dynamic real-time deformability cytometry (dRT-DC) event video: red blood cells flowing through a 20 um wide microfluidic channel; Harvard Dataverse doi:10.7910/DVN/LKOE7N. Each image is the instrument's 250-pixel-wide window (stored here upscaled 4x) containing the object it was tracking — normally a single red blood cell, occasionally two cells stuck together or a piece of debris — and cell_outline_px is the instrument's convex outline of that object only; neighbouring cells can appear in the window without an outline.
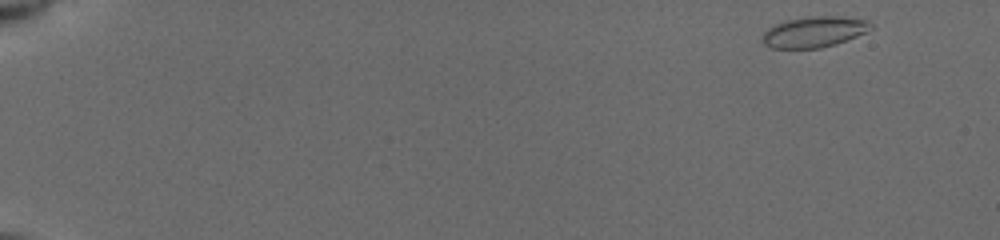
{"species": "common noctule bat (a hibernating species)", "species_latin": "Nyctalus noctula", "temperature_condition": "cold", "stored_images_in_passage": 48, "camera_frame_rate_fps": 3000, "um_per_image_px": 0.085, "animal": {"sex": "female", "body_mass_g": 19.5, "forearm_length_mm": 54.1}, "frame": {"image": 1, "passage_image": 1, "time_ms": 0.0, "image_size_px": [1000, 240], "cell_outline_px": [[876, 28], [836, 44], [820, 48], [772, 48], [764, 44], [760, 40], [760, 36], [772, 24], [784, 20], [808, 16], [840, 16], [868, 20]], "centroid_in_image_um": [69.18, 2.7], "position_along_channel_um": 15.8, "area_um2": 19.88}}
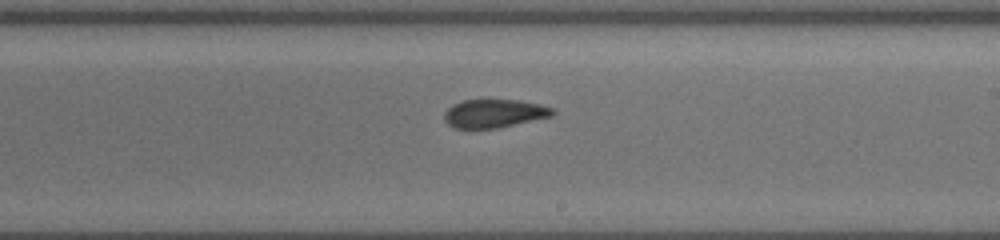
{"frame": {"image": 2, "passage_image": 29, "time_ms": 10.0, "image_size_px": [1000, 240], "cell_outline_px": [[556, 112], [552, 116], [496, 128], [456, 128], [448, 124], [444, 120], [444, 112], [452, 104], [460, 100], [480, 96], [484, 96], [516, 100], [540, 104], [552, 108]], "centroid_in_image_um": [41.95, 9.58], "position_along_channel_um": 247.1, "area_um2": 18.67}}
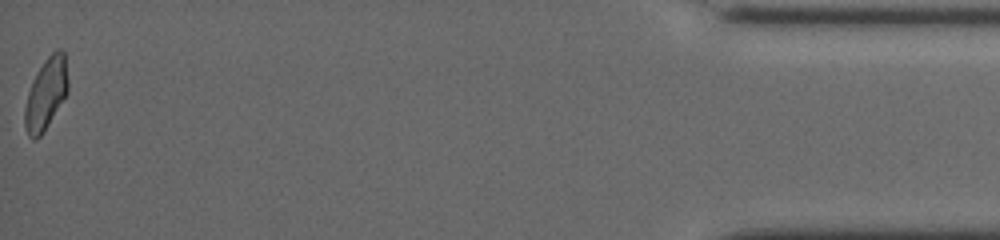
{"frame": {"image": 3, "passage_image": 48, "time_ms": 16.667, "image_size_px": [1000, 240], "cell_outline_px": [[68, 92], [44, 132], [36, 140], [32, 140], [28, 136], [24, 124], [24, 108], [28, 92], [32, 80], [44, 60], [56, 48], [60, 48], [64, 52], [68, 80]], "centroid_in_image_um": [3.9, 7.99], "position_along_channel_um": 431.3, "area_um2": 18.21}, "authors_computed_cell_mechanics": {"area_um2": 18.785, "velocity_mm_per_s": 3.9284, "shape_relaxation_time_tau1_ms": null, "shape_relaxation_time_tau2_ms": 2.3799, "deformation_change_tau1": null, "deformation_change_tau2": 0.0603}}